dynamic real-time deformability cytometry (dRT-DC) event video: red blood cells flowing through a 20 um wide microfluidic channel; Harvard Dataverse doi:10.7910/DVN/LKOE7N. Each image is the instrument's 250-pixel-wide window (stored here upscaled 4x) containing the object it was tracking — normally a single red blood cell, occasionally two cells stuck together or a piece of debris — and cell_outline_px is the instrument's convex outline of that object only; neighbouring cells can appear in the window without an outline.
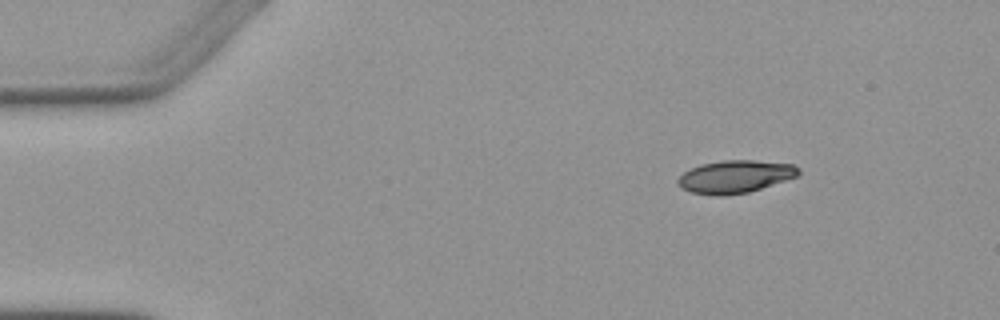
{"species": "Egyptian fruit bat (a non-hibernating species)", "species_latin": "Rousettus aegyptiacus", "temperature_condition": "warm", "stored_images_in_passage": 3, "camera_frame_rate_fps": 3000, "um_per_image_px": 0.085, "animal": {"sex": "female"}, "frame": {"image": 1, "passage_image": 1, "time_ms": 0.0, "image_size_px": [1000, 320], "cell_outline_px": [[800, 176], [748, 192], [724, 196], [716, 196], [692, 192], [680, 188], [676, 184], [676, 180], [684, 172], [700, 164], [724, 160], [752, 160], [792, 164], [800, 168]], "centroid_in_image_um": [62.48, 15.02], "position_along_channel_um": 22.5, "area_um2": 23.12}}
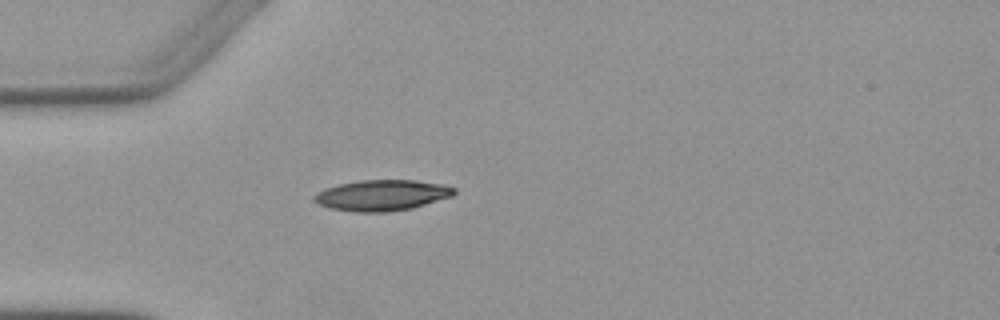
{"frame": {"image": 2, "passage_image": 3, "time_ms": 2.667, "image_size_px": [1000, 320], "cell_outline_px": [[456, 192], [452, 196], [412, 208], [388, 212], [352, 212], [328, 208], [312, 200], [312, 196], [316, 192], [324, 188], [340, 184], [360, 180], [416, 180], [444, 184], [456, 188]], "centroid_in_image_um": [32.44, 16.6], "position_along_channel_um": 52.6, "area_um2": 25.37}}